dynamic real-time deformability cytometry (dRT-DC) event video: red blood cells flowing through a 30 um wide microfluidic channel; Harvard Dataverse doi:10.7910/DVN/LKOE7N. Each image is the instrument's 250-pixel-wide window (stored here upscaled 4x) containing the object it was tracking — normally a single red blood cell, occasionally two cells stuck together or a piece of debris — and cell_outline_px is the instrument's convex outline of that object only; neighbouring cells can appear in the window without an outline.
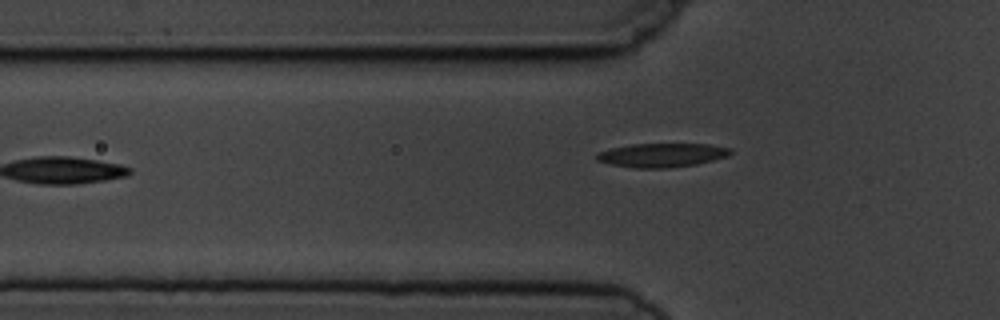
{"species": "common noctule bat (a hibernating species)", "species_latin": "Nyctalus noctula", "temperature_condition": "cold", "stored_images_in_passage": 2, "camera_frame_rate_fps": 3000, "um_per_image_px": 0.085, "animal": {"sex": "male", "body_mass_g": 19.5, "forearm_length_mm": 54.6}, "frame": {"image": 1, "passage_image": 2, "time_ms": 1.333, "image_size_px": [1000, 320], "cell_outline_px": [[732, 152], [728, 156], [696, 164], [664, 168], [636, 168], [612, 164], [596, 160], [596, 152], [612, 148], [632, 144], [708, 144], [732, 148]], "centroid_in_image_um": [56.26, 13.18], "position_along_channel_um": 69.5, "area_um2": 18.5}}